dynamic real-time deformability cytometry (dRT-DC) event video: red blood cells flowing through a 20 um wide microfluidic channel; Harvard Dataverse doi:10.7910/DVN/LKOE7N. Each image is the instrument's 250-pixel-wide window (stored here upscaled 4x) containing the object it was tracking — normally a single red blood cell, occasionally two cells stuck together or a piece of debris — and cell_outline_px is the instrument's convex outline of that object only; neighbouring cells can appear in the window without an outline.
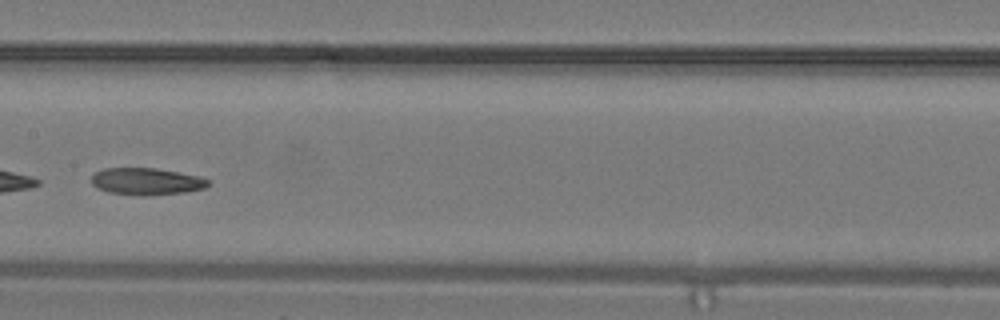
{"species": "common noctule bat (a hibernating species)", "species_latin": "Nyctalus noctula", "temperature_condition": "warm", "stored_images_in_passage": 28, "camera_frame_rate_fps": 3000, "um_per_image_px": 0.085, "animal": {"sex": "male", "body_mass_g": 19.2, "forearm_length_mm": 51.8}, "frame": {"image": 1, "passage_image": 13, "time_ms": 4.0, "image_size_px": [1000, 320], "cell_outline_px": [[212, 184], [204, 188], [184, 192], [144, 196], [108, 192], [92, 184], [92, 176], [96, 172], [104, 168], [156, 168], [180, 172], [200, 176], [208, 180]], "centroid_in_image_um": [12.49, 15.41], "position_along_channel_um": 194.9, "area_um2": 18.32}}